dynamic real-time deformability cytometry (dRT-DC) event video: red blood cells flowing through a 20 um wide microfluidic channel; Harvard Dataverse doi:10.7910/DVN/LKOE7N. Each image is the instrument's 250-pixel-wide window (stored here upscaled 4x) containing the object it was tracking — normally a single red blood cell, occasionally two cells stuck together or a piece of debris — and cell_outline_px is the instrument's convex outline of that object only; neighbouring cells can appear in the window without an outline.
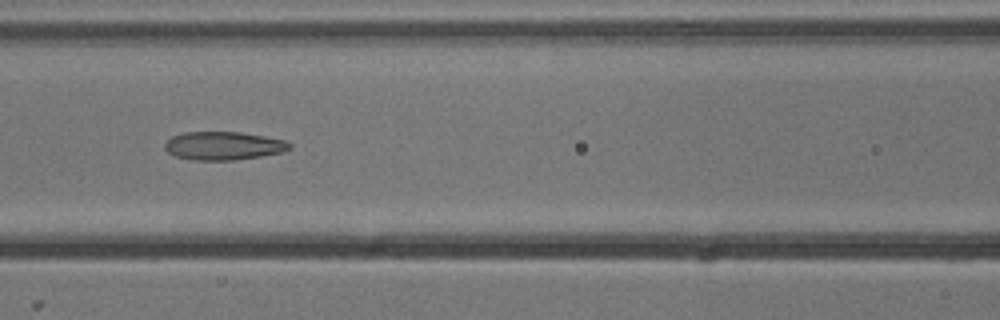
{"species": "common noctule bat (a hibernating species)", "species_latin": "Nyctalus noctula", "temperature_condition": "cold", "stored_images_in_passage": 8, "camera_frame_rate_fps": 3000, "um_per_image_px": 0.085, "animal": {"sex": "male", "body_mass_g": 13.3}, "frame": {"image": 1, "passage_image": 7, "time_ms": 2.0, "image_size_px": [1000, 320], "cell_outline_px": [[292, 148], [280, 152], [260, 156], [236, 160], [192, 160], [176, 156], [168, 152], [164, 148], [164, 144], [172, 136], [184, 132], [240, 132], [288, 140], [292, 144]], "centroid_in_image_um": [19.01, 12.39], "position_along_channel_um": 147.6, "area_um2": 20.63}}
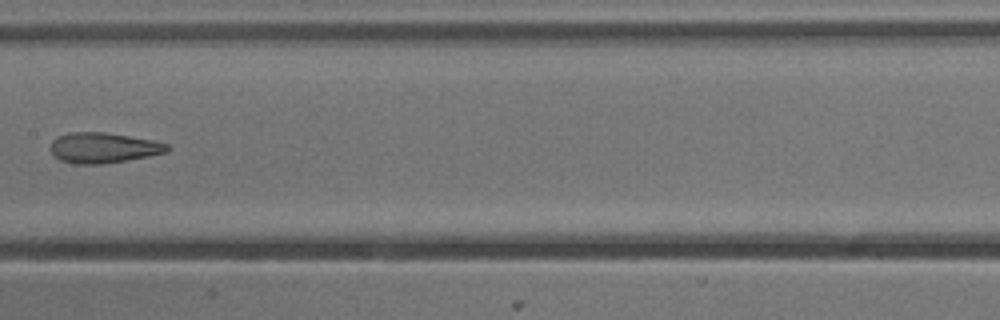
{"frame": {"image": 2, "passage_image": 8, "time_ms": 2.333, "image_size_px": [1000, 320], "cell_outline_px": [[168, 152], [148, 156], [100, 164], [76, 164], [60, 160], [52, 152], [52, 140], [56, 136], [72, 132], [104, 132], [152, 140], [168, 144]], "centroid_in_image_um": [8.77, 12.55], "position_along_channel_um": 198.6, "area_um2": 20.35}}